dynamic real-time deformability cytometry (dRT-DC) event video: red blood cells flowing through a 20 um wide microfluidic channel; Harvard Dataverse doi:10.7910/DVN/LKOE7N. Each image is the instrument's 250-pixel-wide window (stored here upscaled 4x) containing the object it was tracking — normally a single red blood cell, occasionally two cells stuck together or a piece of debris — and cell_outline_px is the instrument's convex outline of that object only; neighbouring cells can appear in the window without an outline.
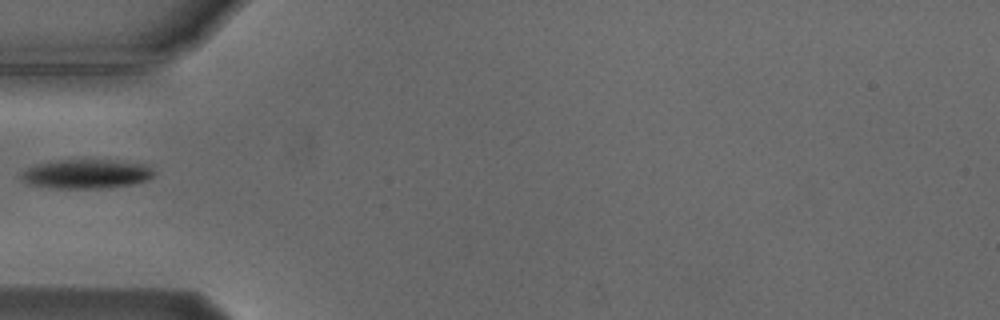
{"species": "Egyptian fruit bat (a non-hibernating species)", "species_latin": "Rousettus aegyptiacus", "temperature_condition": "cold", "stored_images_in_passage": 37, "camera_frame_rate_fps": 3000, "um_per_image_px": 0.085, "animal": {"sex": "male"}, "frame": {"image": 1, "passage_image": 1, "time_ms": 0.0, "image_size_px": [1000, 320], "cell_outline_px": [[156, 172], [148, 180], [132, 184], [96, 188], [56, 188], [28, 184], [20, 176], [28, 168], [36, 164], [52, 160], [116, 160], [148, 164]], "centroid_in_image_um": [7.38, 14.76], "position_along_channel_um": 77.6, "area_um2": 22.54}}
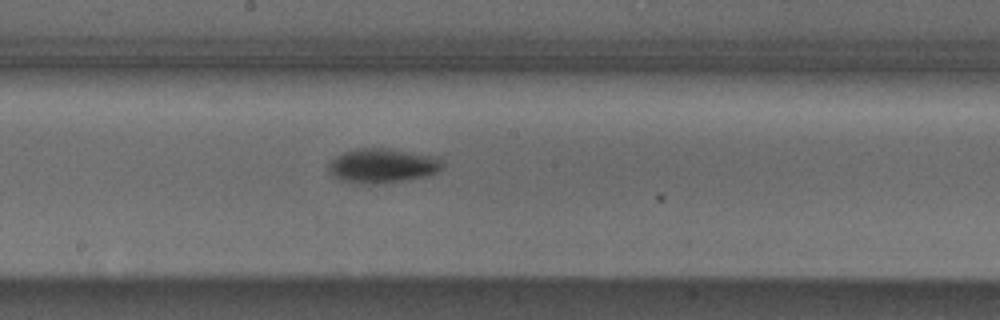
{"frame": {"image": 2, "passage_image": 12, "time_ms": 3.667, "image_size_px": [1000, 320], "cell_outline_px": [[444, 164], [436, 172], [428, 176], [404, 180], [372, 184], [340, 180], [328, 172], [328, 164], [336, 156], [344, 152], [356, 148], [388, 148], [436, 156], [444, 160]], "centroid_in_image_um": [32.52, 14.07], "position_along_channel_um": 215.7, "area_um2": 22.83}}
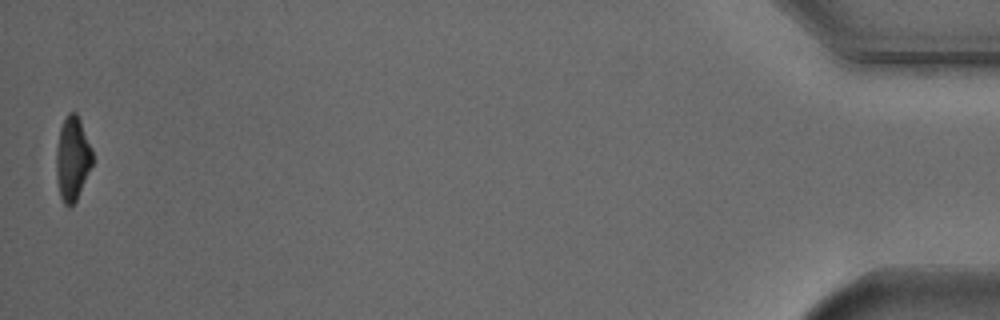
{"frame": {"image": 3, "passage_image": 37, "time_ms": 12.0, "image_size_px": [1000, 320], "cell_outline_px": [[92, 164], [76, 200], [68, 208], [64, 204], [60, 196], [56, 176], [56, 148], [60, 128], [68, 112], [76, 112], [80, 120], [92, 148]], "centroid_in_image_um": [6.14, 13.47], "position_along_channel_um": 429.1, "area_um2": 17.57}}